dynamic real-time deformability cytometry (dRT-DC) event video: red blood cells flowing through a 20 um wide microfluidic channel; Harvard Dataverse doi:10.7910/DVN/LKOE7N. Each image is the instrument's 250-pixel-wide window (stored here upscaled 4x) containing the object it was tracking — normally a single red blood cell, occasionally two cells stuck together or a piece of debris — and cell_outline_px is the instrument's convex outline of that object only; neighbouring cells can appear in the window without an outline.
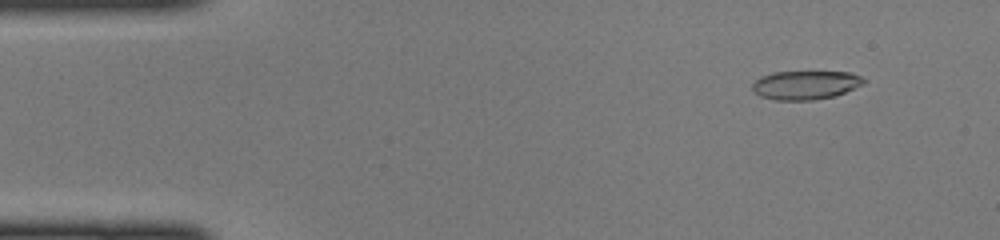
{"species": "common noctule bat (a hibernating species)", "species_latin": "Nyctalus noctula", "temperature_condition": "cold", "stored_images_in_passage": 46, "camera_frame_rate_fps": 3000, "um_per_image_px": 0.085, "animal": {"sex": "female", "body_mass_g": 22.0, "forearm_length_mm": 56.7}, "frame": {"image": 1, "passage_image": 4, "time_ms": 1.0, "image_size_px": [1000, 240], "cell_outline_px": [[864, 84], [836, 96], [812, 100], [776, 100], [760, 96], [752, 88], [752, 84], [760, 76], [772, 72], [852, 72], [860, 76], [864, 80]], "centroid_in_image_um": [68.47, 7.22], "position_along_channel_um": 16.5, "area_um2": 18.67}}
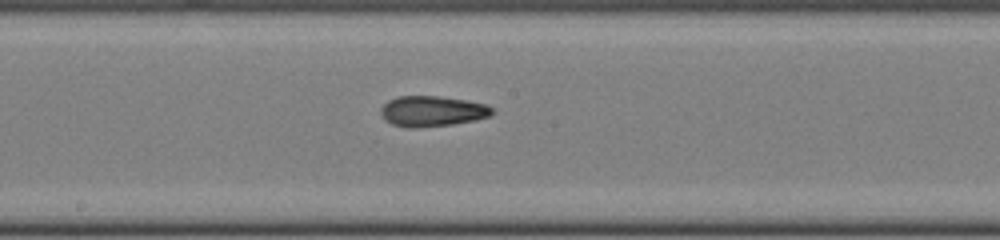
{"frame": {"image": 2, "passage_image": 24, "time_ms": 7.667, "image_size_px": [1000, 240], "cell_outline_px": [[496, 112], [488, 116], [476, 120], [452, 124], [416, 128], [408, 128], [392, 124], [384, 120], [380, 112], [380, 108], [388, 100], [396, 96], [440, 96], [468, 100], [484, 104], [492, 108]], "centroid_in_image_um": [36.71, 9.45], "position_along_channel_um": 211.5, "area_um2": 20.0}}
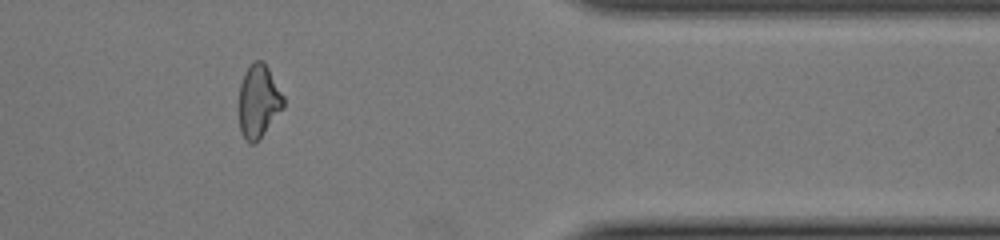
{"frame": {"image": 3, "passage_image": 38, "time_ms": 12.333, "image_size_px": [1000, 240], "cell_outline_px": [[284, 108], [256, 144], [248, 144], [240, 132], [236, 104], [240, 84], [244, 72], [248, 64], [256, 60], [264, 60], [284, 96]], "centroid_in_image_um": [21.93, 8.62], "position_along_channel_um": 389.5, "area_um2": 19.94}}